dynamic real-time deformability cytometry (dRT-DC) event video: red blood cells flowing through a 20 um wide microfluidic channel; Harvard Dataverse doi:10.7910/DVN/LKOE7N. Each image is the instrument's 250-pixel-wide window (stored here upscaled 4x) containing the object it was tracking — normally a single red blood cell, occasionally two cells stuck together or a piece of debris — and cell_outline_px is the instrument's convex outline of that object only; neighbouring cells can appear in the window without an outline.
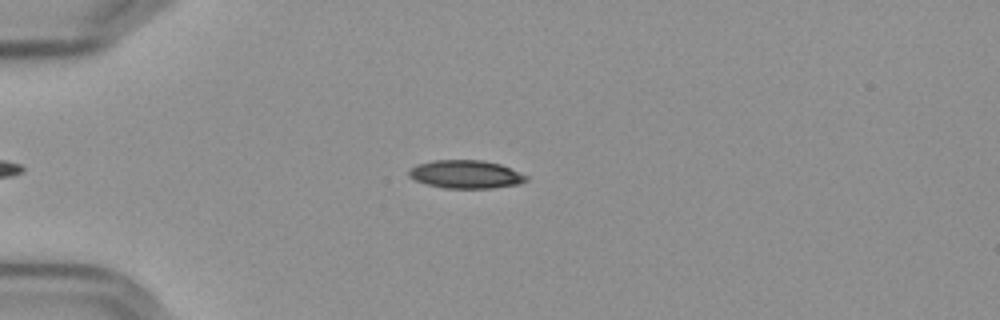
{"species": "Egyptian fruit bat (a non-hibernating species)", "species_latin": "Rousettus aegyptiacus", "temperature_condition": "cold", "stored_images_in_passage": 50, "camera_frame_rate_fps": 3000, "um_per_image_px": 0.085, "frame": {"image": 1, "passage_image": 8, "time_ms": 2.333, "image_size_px": [1000, 320], "cell_outline_px": [[528, 180], [520, 184], [492, 188], [444, 188], [428, 184], [416, 180], [408, 176], [408, 168], [416, 164], [432, 160], [484, 160], [500, 164], [528, 176]], "centroid_in_image_um": [39.58, 14.81], "position_along_channel_um": 45.4, "area_um2": 19.36}}
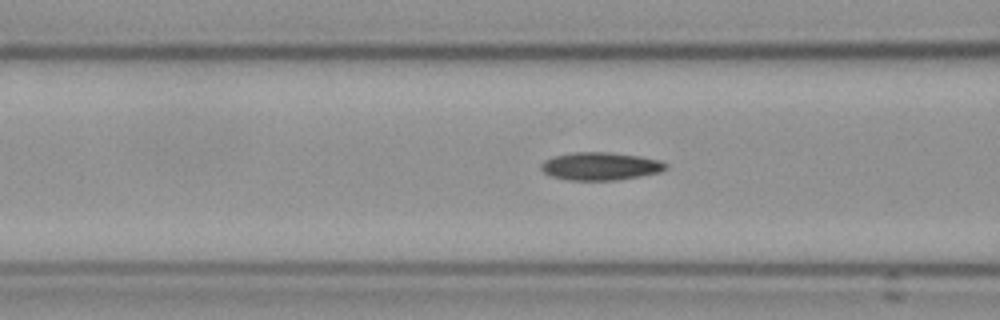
{"frame": {"image": 2, "passage_image": 16, "time_ms": 5.0, "image_size_px": [1000, 320], "cell_outline_px": [[668, 168], [660, 172], [640, 176], [616, 180], [572, 180], [552, 176], [544, 172], [540, 168], [540, 164], [544, 160], [552, 156], [572, 152], [612, 152], [640, 156], [660, 160], [668, 164]], "centroid_in_image_um": [51.05, 14.11], "position_along_channel_um": 115.6, "area_um2": 20.4}}
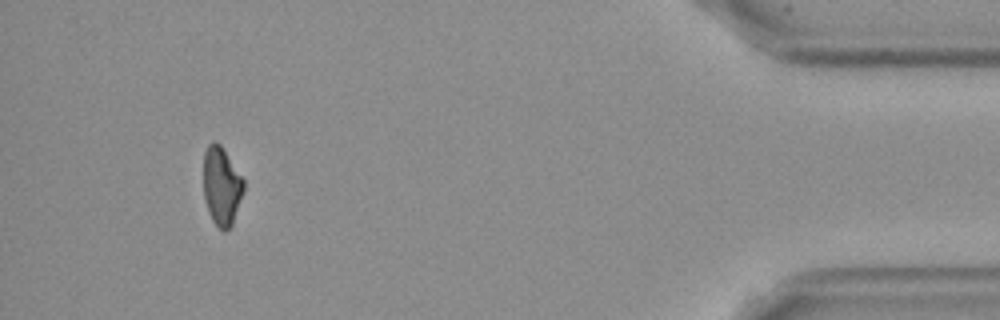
{"frame": {"image": 3, "passage_image": 46, "time_ms": 15.0, "image_size_px": [1000, 320], "cell_outline_px": [[244, 192], [232, 224], [224, 232], [212, 220], [208, 212], [204, 196], [204, 152], [208, 144], [212, 140], [216, 140], [220, 144], [244, 180]], "centroid_in_image_um": [18.83, 15.8], "position_along_channel_um": 416.4, "area_um2": 18.32}, "authors_computed_cell_mechanics": {"area_um2": 19.3919, "velocity_mm_per_s": 3.6049, "shape_relaxation_time_tau1_ms": 7.2039, "shape_relaxation_time_tau2_ms": null, "deformation_change_tau1": 0.1412, "deformation_change_tau2": null}}